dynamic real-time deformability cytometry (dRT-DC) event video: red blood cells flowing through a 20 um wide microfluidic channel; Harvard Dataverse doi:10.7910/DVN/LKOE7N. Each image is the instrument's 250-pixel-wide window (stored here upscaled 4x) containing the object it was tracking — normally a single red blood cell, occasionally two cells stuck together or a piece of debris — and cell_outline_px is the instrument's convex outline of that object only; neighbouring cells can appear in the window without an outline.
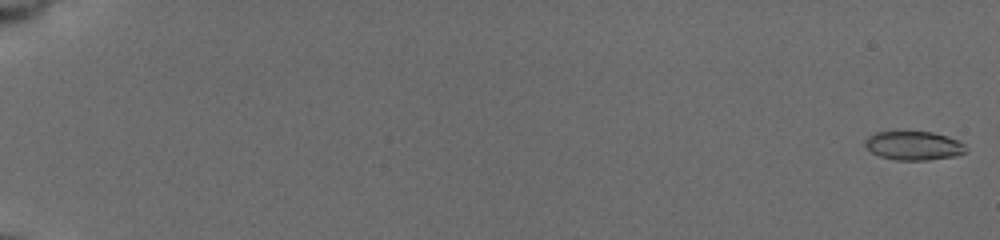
{"species": "common noctule bat (a hibernating species)", "species_latin": "Nyctalus noctula", "temperature_condition": "cold", "stored_images_in_passage": 57, "camera_frame_rate_fps": 3000, "um_per_image_px": 0.085, "animal": {"sex": "female", "body_mass_g": 19.5, "forearm_length_mm": 54.1}, "frame": {"image": 1, "passage_image": 1, "time_ms": 0.0, "image_size_px": [1000, 240], "cell_outline_px": [[968, 152], [956, 156], [928, 160], [896, 160], [880, 156], [872, 152], [864, 144], [864, 140], [868, 136], [876, 132], [932, 132], [948, 136], [960, 140], [968, 148]], "centroid_in_image_um": [77.72, 12.38], "position_along_channel_um": 7.3, "area_um2": 17.11}}
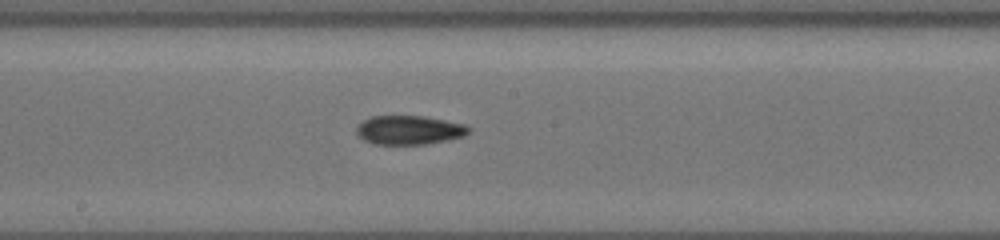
{"frame": {"image": 2, "passage_image": 34, "time_ms": 11.0, "image_size_px": [1000, 240], "cell_outline_px": [[472, 128], [464, 136], [448, 140], [428, 144], [372, 144], [364, 140], [356, 132], [356, 128], [364, 120], [372, 116], [424, 116], [464, 124]], "centroid_in_image_um": [34.8, 11.06], "position_along_channel_um": 213.4, "area_um2": 18.9}}
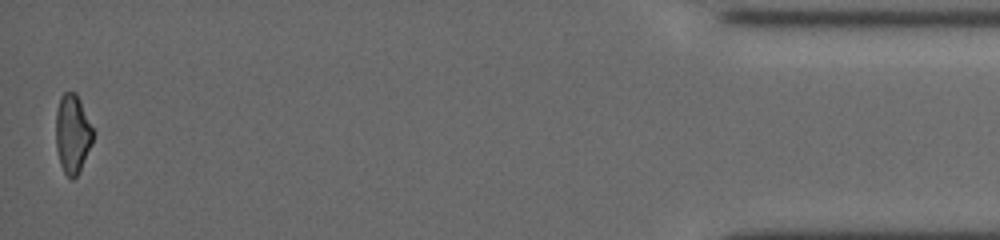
{"frame": {"image": 3, "passage_image": 57, "time_ms": 18.667, "image_size_px": [1000, 240], "cell_outline_px": [[96, 132], [92, 144], [80, 172], [72, 180], [64, 172], [60, 164], [56, 148], [56, 112], [60, 96], [64, 92], [76, 92]], "centroid_in_image_um": [6.19, 11.38], "position_along_channel_um": 429.0, "area_um2": 17.51}, "authors_computed_cell_mechanics": {"area_um2": 18.0914, "velocity_mm_per_s": 3.7753, "shape_relaxation_time_tau1_ms": null, "shape_relaxation_time_tau2_ms": 3.6703, "deformation_change_tau1": null, "deformation_change_tau2": 0.0983}}